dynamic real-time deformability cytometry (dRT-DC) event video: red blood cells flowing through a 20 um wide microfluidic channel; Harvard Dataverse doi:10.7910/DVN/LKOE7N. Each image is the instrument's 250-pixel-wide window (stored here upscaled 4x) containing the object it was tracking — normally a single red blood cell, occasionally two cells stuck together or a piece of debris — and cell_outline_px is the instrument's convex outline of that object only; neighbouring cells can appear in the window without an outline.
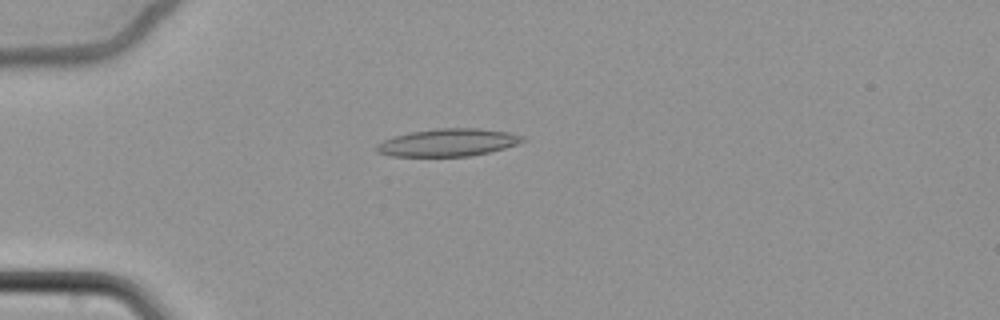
{"species": "common noctule bat (a hibernating species)", "species_latin": "Nyctalus noctula", "temperature_condition": "cold", "stored_images_in_passage": 62, "camera_frame_rate_fps": 3000, "um_per_image_px": 0.085, "animal": {"sex": "female", "body_mass_g": 22.7, "forearm_length_mm": 54.2}, "frame": {"image": 1, "passage_image": 18, "time_ms": 5.667, "image_size_px": [1000, 320], "cell_outline_px": [[528, 140], [504, 148], [472, 156], [392, 156], [376, 152], [372, 148], [376, 144], [384, 140], [408, 132], [436, 128], [480, 128], [508, 132], [524, 136]], "centroid_in_image_um": [38.06, 12.11], "position_along_channel_um": 46.9, "area_um2": 23.64}}
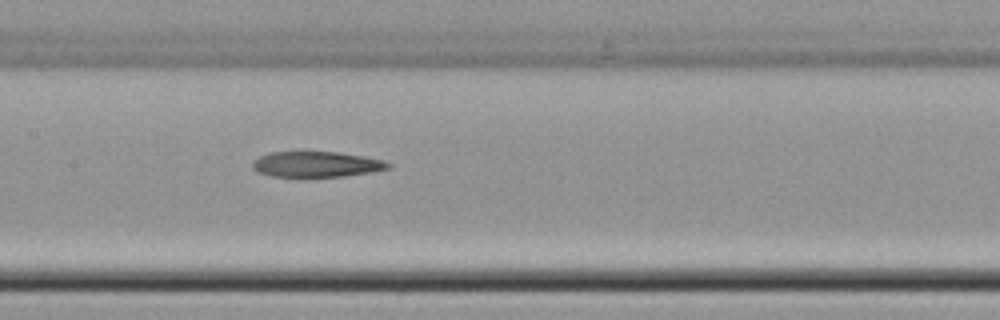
{"frame": {"image": 2, "passage_image": 32, "time_ms": 10.333, "image_size_px": [1000, 320], "cell_outline_px": [[392, 168], [372, 172], [344, 176], [304, 180], [272, 176], [256, 172], [252, 168], [252, 160], [268, 152], [336, 152], [364, 156], [384, 160], [392, 164]], "centroid_in_image_um": [26.86, 14.01], "position_along_channel_um": 180.5, "area_um2": 21.33}}
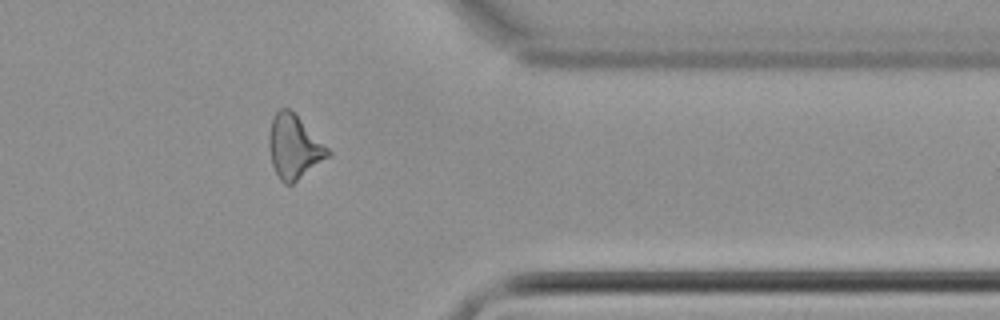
{"frame": {"image": 3, "passage_image": 51, "time_ms": 16.667, "image_size_px": [1000, 320], "cell_outline_px": [[332, 156], [292, 184], [284, 184], [280, 180], [272, 164], [268, 148], [268, 132], [272, 116], [280, 108], [288, 108], [332, 152]], "centroid_in_image_um": [24.98, 12.51], "position_along_channel_um": 386.4, "area_um2": 21.85}}